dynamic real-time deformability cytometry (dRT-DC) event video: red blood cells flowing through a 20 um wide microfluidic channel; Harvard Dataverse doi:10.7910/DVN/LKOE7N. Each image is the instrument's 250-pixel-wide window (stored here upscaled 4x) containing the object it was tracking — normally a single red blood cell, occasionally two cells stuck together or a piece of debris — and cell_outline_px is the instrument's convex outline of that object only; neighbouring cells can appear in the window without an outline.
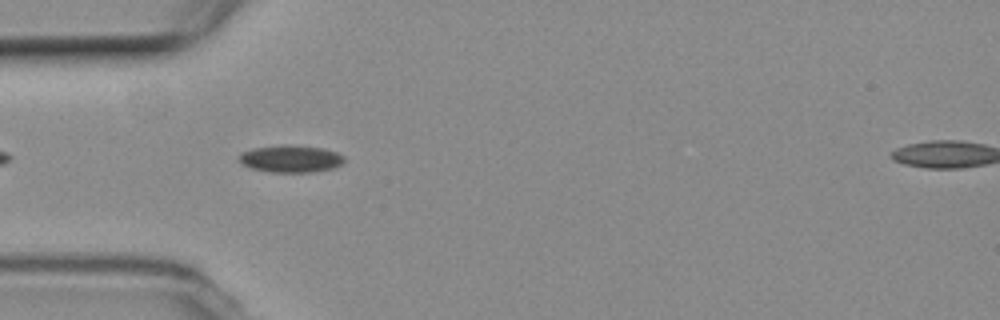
{"species": "common noctule bat (a hibernating species)", "species_latin": "Nyctalus noctula", "temperature_condition": "room temperature", "stored_images_in_passage": 4, "camera_frame_rate_fps": 3000, "um_per_image_px": 0.085, "animal": {"sex": "female", "body_mass_g": 19.3, "forearm_length_mm": 54.1}, "frame": {"image": 1, "passage_image": 3, "time_ms": 2.667, "image_size_px": [1000, 320], "cell_outline_px": [[344, 164], [336, 168], [312, 172], [268, 172], [252, 168], [240, 164], [236, 156], [240, 152], [252, 148], [288, 144], [320, 148], [336, 152], [344, 156]], "centroid_in_image_um": [24.68, 13.5], "position_along_channel_um": 60.3, "area_um2": 16.99}}
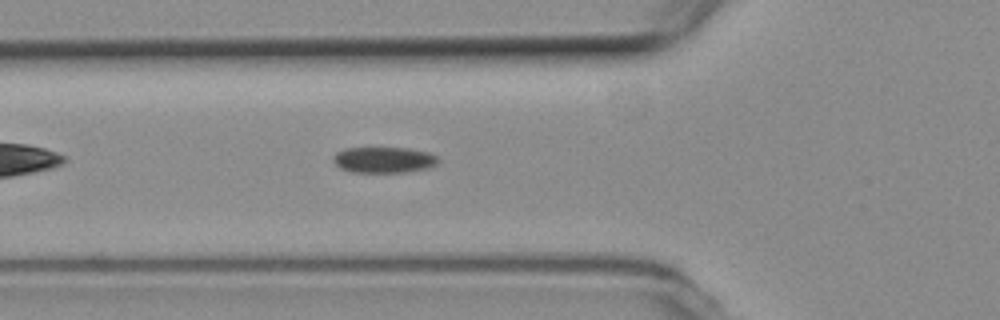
{"frame": {"image": 2, "passage_image": 4, "time_ms": 3.667, "image_size_px": [1000, 320], "cell_outline_px": [[440, 160], [436, 164], [428, 168], [408, 172], [348, 172], [340, 168], [332, 160], [332, 156], [336, 152], [344, 148], [408, 148], [428, 152], [436, 156]], "centroid_in_image_um": [32.6, 13.59], "position_along_channel_um": 93.2, "area_um2": 16.01}}